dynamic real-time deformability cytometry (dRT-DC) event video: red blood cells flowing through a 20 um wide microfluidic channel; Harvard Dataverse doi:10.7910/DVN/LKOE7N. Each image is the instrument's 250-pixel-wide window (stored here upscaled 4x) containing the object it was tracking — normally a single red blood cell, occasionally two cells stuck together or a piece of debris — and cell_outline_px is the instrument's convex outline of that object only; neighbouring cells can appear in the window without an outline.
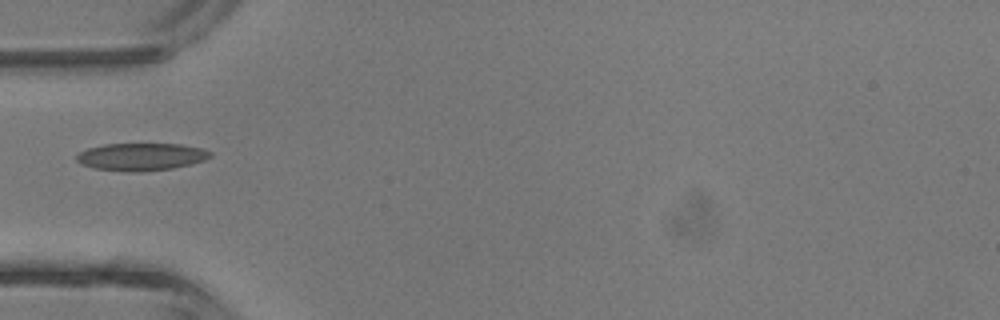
{"species": "common noctule bat (a hibernating species)", "species_latin": "Nyctalus noctula", "temperature_condition": "room temperature", "stored_images_in_passage": 1, "camera_frame_rate_fps": 3000, "um_per_image_px": 0.085, "animal": {"sex": "male", "body_mass_g": 13.3}, "frame": {"image": 1, "passage_image": 1, "time_ms": 0.0, "image_size_px": [1000, 320], "cell_outline_px": [[212, 156], [204, 160], [172, 168], [140, 172], [136, 172], [96, 168], [80, 164], [76, 160], [76, 156], [80, 152], [88, 148], [104, 144], [180, 144], [204, 148], [212, 152]], "centroid_in_image_um": [12.02, 13.31], "position_along_channel_um": 73.0, "area_um2": 21.27}}